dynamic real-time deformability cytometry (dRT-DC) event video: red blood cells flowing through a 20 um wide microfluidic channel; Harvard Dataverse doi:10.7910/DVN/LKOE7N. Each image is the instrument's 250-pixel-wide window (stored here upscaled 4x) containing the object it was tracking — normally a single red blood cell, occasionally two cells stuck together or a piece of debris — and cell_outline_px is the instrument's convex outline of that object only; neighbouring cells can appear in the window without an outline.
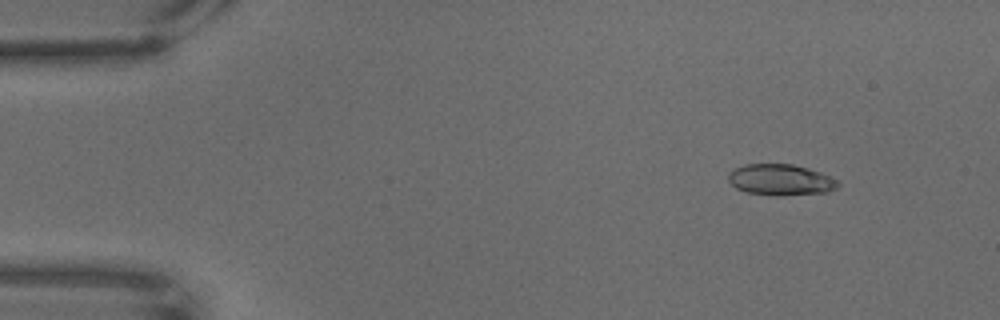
{"species": "common noctule bat (a hibernating species)", "species_latin": "Nyctalus noctula", "temperature_condition": "warm", "stored_images_in_passage": 69, "camera_frame_rate_fps": 3000, "um_per_image_px": 0.085, "animal": {"sex": "male", "body_mass_g": 18.8}, "frame": {"image": 1, "passage_image": 8, "time_ms": 2.333, "image_size_px": [1000, 320], "cell_outline_px": [[840, 184], [836, 188], [828, 192], [780, 196], [776, 196], [748, 192], [736, 188], [728, 180], [728, 172], [744, 164], [792, 164], [808, 168], [832, 176], [840, 180]], "centroid_in_image_um": [66.39, 15.28], "position_along_channel_um": 18.6, "area_um2": 20.06}}
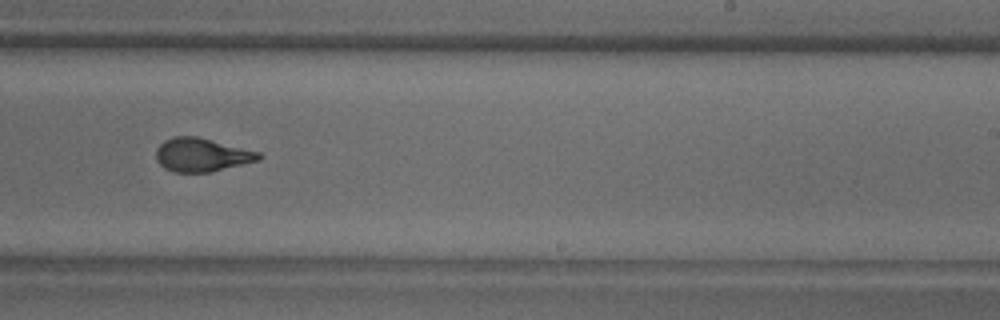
{"frame": {"image": 2, "passage_image": 43, "time_ms": 14.0, "image_size_px": [1000, 320], "cell_outline_px": [[264, 156], [260, 160], [212, 172], [176, 172], [164, 168], [156, 160], [156, 148], [164, 140], [172, 136], [196, 136], [260, 152]], "centroid_in_image_um": [17.15, 13.16], "position_along_channel_um": 271.8, "area_um2": 20.17}}
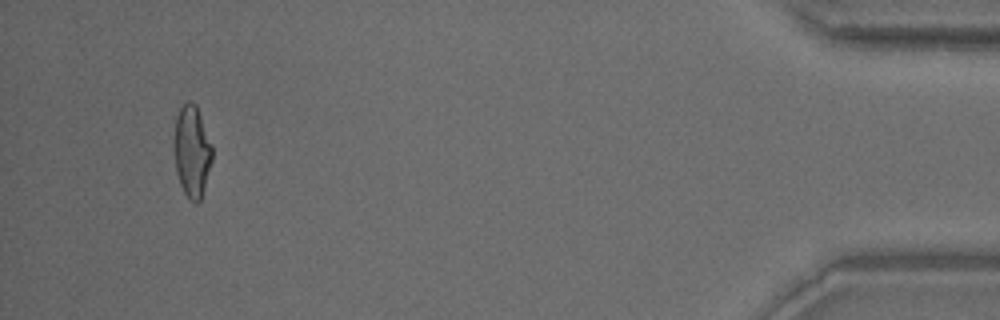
{"frame": {"image": 3, "passage_image": 65, "time_ms": 21.333, "image_size_px": [1000, 320], "cell_outline_px": [[212, 160], [204, 188], [200, 200], [196, 204], [188, 200], [180, 184], [176, 172], [172, 140], [176, 116], [180, 108], [188, 100], [192, 100], [196, 104], [212, 144]], "centroid_in_image_um": [16.29, 12.84], "position_along_channel_um": 418.9, "area_um2": 20.81}}